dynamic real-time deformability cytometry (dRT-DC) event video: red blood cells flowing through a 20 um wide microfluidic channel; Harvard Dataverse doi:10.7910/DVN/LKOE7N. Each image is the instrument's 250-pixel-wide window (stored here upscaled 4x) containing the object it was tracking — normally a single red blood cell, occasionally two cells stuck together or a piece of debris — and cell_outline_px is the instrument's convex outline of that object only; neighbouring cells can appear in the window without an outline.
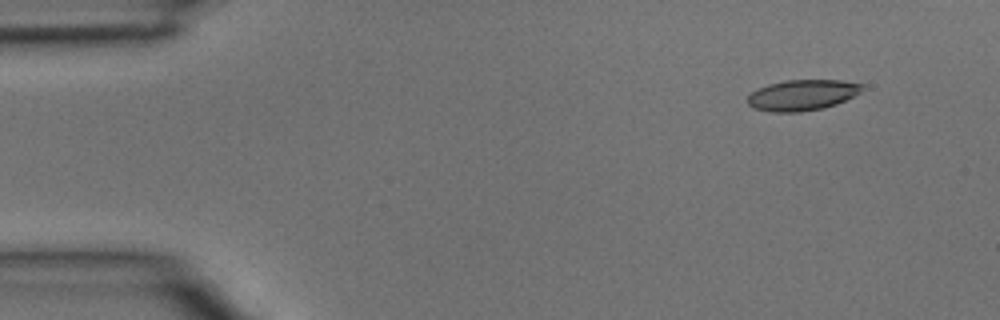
{"species": "common noctule bat (a hibernating species)", "species_latin": "Nyctalus noctula", "temperature_condition": "room temperature", "stored_images_in_passage": 5, "segment_of_instrument_passage": [2, 2], "camera_frame_rate_fps": 3000, "um_per_image_px": 0.085, "animal": {"sex": "male", "body_mass_g": 15.6}, "frame": {"image": 1, "passage_image": 5, "time_ms": 1.333, "image_size_px": [1000, 320], "cell_outline_px": [[864, 88], [860, 92], [836, 104], [824, 108], [800, 112], [772, 112], [752, 108], [748, 104], [748, 96], [752, 92], [768, 84], [788, 80], [840, 80], [864, 84]], "centroid_in_image_um": [68.19, 8.08], "position_along_channel_um": 16.8, "area_um2": 20.46}}